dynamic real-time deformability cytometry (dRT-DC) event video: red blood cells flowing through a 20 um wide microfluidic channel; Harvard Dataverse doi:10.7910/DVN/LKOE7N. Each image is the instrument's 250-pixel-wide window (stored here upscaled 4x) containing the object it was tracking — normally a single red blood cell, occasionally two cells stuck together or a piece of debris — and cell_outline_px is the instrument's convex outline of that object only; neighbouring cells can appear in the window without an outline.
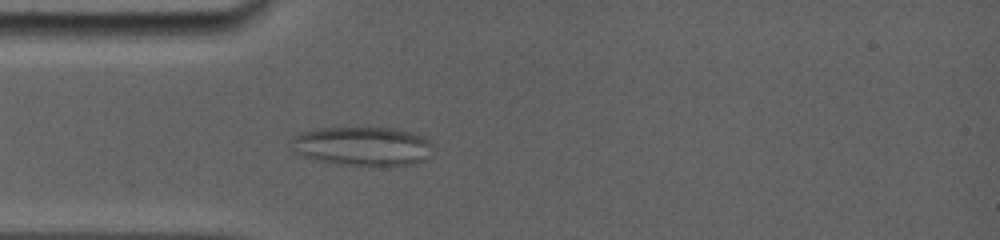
{"species": "common noctule bat (a hibernating species)", "species_latin": "Nyctalus noctula", "temperature_condition": "room temperature", "stored_images_in_passage": 4, "camera_frame_rate_fps": 5000, "um_per_image_px": 0.085, "animal": {"sex": "female", "body_mass_g": 19.0, "forearm_length_mm": 56.7}, "frame": {"image": 1, "passage_image": 4, "time_ms": 3.0, "image_size_px": [1000, 240], "cell_outline_px": [[436, 144], [424, 160], [412, 164], [344, 164], [320, 160], [300, 156], [296, 152], [288, 140], [292, 136], [304, 132], [320, 128], [392, 128], [408, 132], [420, 136]], "centroid_in_image_um": [30.78, 12.4], "position_along_channel_um": 54.2, "area_um2": 31.56}}